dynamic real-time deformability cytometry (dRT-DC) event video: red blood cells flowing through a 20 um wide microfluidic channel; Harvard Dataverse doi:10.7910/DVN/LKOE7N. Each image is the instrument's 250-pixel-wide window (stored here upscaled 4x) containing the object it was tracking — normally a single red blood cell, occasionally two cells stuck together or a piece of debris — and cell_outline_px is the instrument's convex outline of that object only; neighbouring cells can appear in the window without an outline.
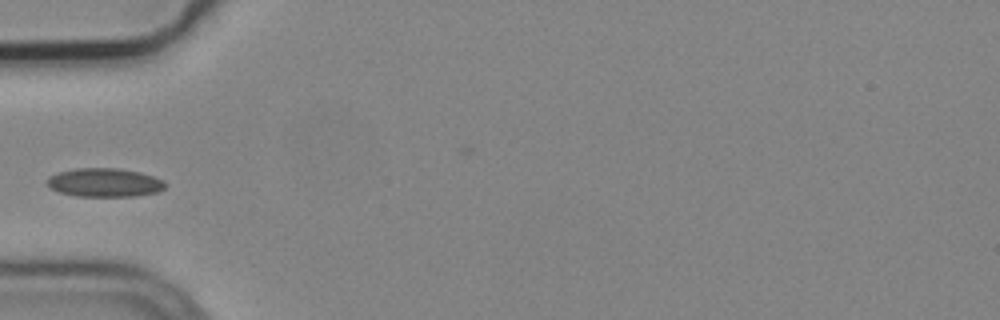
{"species": "common noctule bat (a hibernating species)", "species_latin": "Nyctalus noctula", "temperature_condition": "cold", "stored_images_in_passage": 5, "camera_frame_rate_fps": 3000, "um_per_image_px": 0.085, "animal": {"sex": "male", "body_mass_g": 19.2, "forearm_length_mm": 51.8}, "frame": {"image": 1, "passage_image": 5, "time_ms": 1.333, "image_size_px": [1000, 320], "cell_outline_px": [[168, 184], [164, 188], [156, 192], [136, 196], [76, 196], [60, 192], [44, 184], [44, 180], [48, 176], [56, 172], [76, 168], [116, 168], [140, 172], [164, 180]], "centroid_in_image_um": [8.84, 15.51], "position_along_channel_um": 76.2, "area_um2": 19.94}}